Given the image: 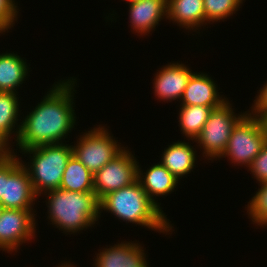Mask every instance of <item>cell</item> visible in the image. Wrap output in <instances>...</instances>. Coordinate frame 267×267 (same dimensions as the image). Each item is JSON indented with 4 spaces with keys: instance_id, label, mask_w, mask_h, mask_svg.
I'll return each instance as SVG.
<instances>
[{
    "instance_id": "10",
    "label": "cell",
    "mask_w": 267,
    "mask_h": 267,
    "mask_svg": "<svg viewBox=\"0 0 267 267\" xmlns=\"http://www.w3.org/2000/svg\"><path fill=\"white\" fill-rule=\"evenodd\" d=\"M35 209L4 208L0 215V251L18 252L20 245L36 238Z\"/></svg>"
},
{
    "instance_id": "15",
    "label": "cell",
    "mask_w": 267,
    "mask_h": 267,
    "mask_svg": "<svg viewBox=\"0 0 267 267\" xmlns=\"http://www.w3.org/2000/svg\"><path fill=\"white\" fill-rule=\"evenodd\" d=\"M137 180L146 191L149 199L164 213L160 206L161 203H157L156 197L167 196L174 192L179 180L160 162L151 165L146 172H143L138 163Z\"/></svg>"
},
{
    "instance_id": "4",
    "label": "cell",
    "mask_w": 267,
    "mask_h": 267,
    "mask_svg": "<svg viewBox=\"0 0 267 267\" xmlns=\"http://www.w3.org/2000/svg\"><path fill=\"white\" fill-rule=\"evenodd\" d=\"M19 151L25 156L30 154V163L27 162V165L23 160L21 163L27 169L33 190L38 197H42L41 194L49 190L59 189L67 161L72 155L71 145L55 143Z\"/></svg>"
},
{
    "instance_id": "24",
    "label": "cell",
    "mask_w": 267,
    "mask_h": 267,
    "mask_svg": "<svg viewBox=\"0 0 267 267\" xmlns=\"http://www.w3.org/2000/svg\"><path fill=\"white\" fill-rule=\"evenodd\" d=\"M15 0H0V35L9 32L17 22L19 6Z\"/></svg>"
},
{
    "instance_id": "7",
    "label": "cell",
    "mask_w": 267,
    "mask_h": 267,
    "mask_svg": "<svg viewBox=\"0 0 267 267\" xmlns=\"http://www.w3.org/2000/svg\"><path fill=\"white\" fill-rule=\"evenodd\" d=\"M233 104L227 99L219 107L212 109L198 137L195 139L198 148L202 149L203 159L217 160L225 151L233 129L249 112L236 114ZM235 111V112H234Z\"/></svg>"
},
{
    "instance_id": "23",
    "label": "cell",
    "mask_w": 267,
    "mask_h": 267,
    "mask_svg": "<svg viewBox=\"0 0 267 267\" xmlns=\"http://www.w3.org/2000/svg\"><path fill=\"white\" fill-rule=\"evenodd\" d=\"M260 188L246 205L247 214L253 225L267 227V181L258 183Z\"/></svg>"
},
{
    "instance_id": "29",
    "label": "cell",
    "mask_w": 267,
    "mask_h": 267,
    "mask_svg": "<svg viewBox=\"0 0 267 267\" xmlns=\"http://www.w3.org/2000/svg\"><path fill=\"white\" fill-rule=\"evenodd\" d=\"M3 209H4V207H3V205L0 203V215H1L2 211H3Z\"/></svg>"
},
{
    "instance_id": "27",
    "label": "cell",
    "mask_w": 267,
    "mask_h": 267,
    "mask_svg": "<svg viewBox=\"0 0 267 267\" xmlns=\"http://www.w3.org/2000/svg\"><path fill=\"white\" fill-rule=\"evenodd\" d=\"M11 146H9L2 138H0V161L5 159L11 153Z\"/></svg>"
},
{
    "instance_id": "9",
    "label": "cell",
    "mask_w": 267,
    "mask_h": 267,
    "mask_svg": "<svg viewBox=\"0 0 267 267\" xmlns=\"http://www.w3.org/2000/svg\"><path fill=\"white\" fill-rule=\"evenodd\" d=\"M138 161L128 147H125L94 177V192L100 201L105 195L137 181Z\"/></svg>"
},
{
    "instance_id": "20",
    "label": "cell",
    "mask_w": 267,
    "mask_h": 267,
    "mask_svg": "<svg viewBox=\"0 0 267 267\" xmlns=\"http://www.w3.org/2000/svg\"><path fill=\"white\" fill-rule=\"evenodd\" d=\"M93 175L83 163L71 155L67 161L59 188L66 191L94 192Z\"/></svg>"
},
{
    "instance_id": "26",
    "label": "cell",
    "mask_w": 267,
    "mask_h": 267,
    "mask_svg": "<svg viewBox=\"0 0 267 267\" xmlns=\"http://www.w3.org/2000/svg\"><path fill=\"white\" fill-rule=\"evenodd\" d=\"M253 102L254 103L251 106L252 107L251 110L250 109L248 110L249 113L258 118L266 119L267 118V81L263 85V87L260 88Z\"/></svg>"
},
{
    "instance_id": "25",
    "label": "cell",
    "mask_w": 267,
    "mask_h": 267,
    "mask_svg": "<svg viewBox=\"0 0 267 267\" xmlns=\"http://www.w3.org/2000/svg\"><path fill=\"white\" fill-rule=\"evenodd\" d=\"M247 169L251 171L250 174L254 176V179H256L259 184L267 181V140L259 155L252 160Z\"/></svg>"
},
{
    "instance_id": "16",
    "label": "cell",
    "mask_w": 267,
    "mask_h": 267,
    "mask_svg": "<svg viewBox=\"0 0 267 267\" xmlns=\"http://www.w3.org/2000/svg\"><path fill=\"white\" fill-rule=\"evenodd\" d=\"M167 19L182 29L200 31L205 27L203 0H167Z\"/></svg>"
},
{
    "instance_id": "8",
    "label": "cell",
    "mask_w": 267,
    "mask_h": 267,
    "mask_svg": "<svg viewBox=\"0 0 267 267\" xmlns=\"http://www.w3.org/2000/svg\"><path fill=\"white\" fill-rule=\"evenodd\" d=\"M77 142L72 147V155L75 156L86 168L95 174L125 147L113 138L106 126L97 125L82 135H78Z\"/></svg>"
},
{
    "instance_id": "1",
    "label": "cell",
    "mask_w": 267,
    "mask_h": 267,
    "mask_svg": "<svg viewBox=\"0 0 267 267\" xmlns=\"http://www.w3.org/2000/svg\"><path fill=\"white\" fill-rule=\"evenodd\" d=\"M69 78L55 82L40 103L27 112L29 114L25 118L21 117L23 120L16 148L27 149L67 142L65 139L77 123L73 108L77 80Z\"/></svg>"
},
{
    "instance_id": "11",
    "label": "cell",
    "mask_w": 267,
    "mask_h": 267,
    "mask_svg": "<svg viewBox=\"0 0 267 267\" xmlns=\"http://www.w3.org/2000/svg\"><path fill=\"white\" fill-rule=\"evenodd\" d=\"M154 75L153 91L157 100L172 102L181 100L187 83L194 73L186 64L179 62L163 65Z\"/></svg>"
},
{
    "instance_id": "17",
    "label": "cell",
    "mask_w": 267,
    "mask_h": 267,
    "mask_svg": "<svg viewBox=\"0 0 267 267\" xmlns=\"http://www.w3.org/2000/svg\"><path fill=\"white\" fill-rule=\"evenodd\" d=\"M167 146L162 152L160 163L178 180L193 172L195 162H197V151L191 142L178 140Z\"/></svg>"
},
{
    "instance_id": "2",
    "label": "cell",
    "mask_w": 267,
    "mask_h": 267,
    "mask_svg": "<svg viewBox=\"0 0 267 267\" xmlns=\"http://www.w3.org/2000/svg\"><path fill=\"white\" fill-rule=\"evenodd\" d=\"M99 206L100 213L106 210L126 223H135L136 226L138 224L166 235L174 231L167 215L149 199L138 180L129 186L108 193L99 201Z\"/></svg>"
},
{
    "instance_id": "19",
    "label": "cell",
    "mask_w": 267,
    "mask_h": 267,
    "mask_svg": "<svg viewBox=\"0 0 267 267\" xmlns=\"http://www.w3.org/2000/svg\"><path fill=\"white\" fill-rule=\"evenodd\" d=\"M17 95L18 93L14 92H0V138L9 146L13 141L11 139L12 134L15 140L12 144H14L18 139L21 128V122H18L21 121V119H18L21 114L19 113L21 112L19 111L21 102H19Z\"/></svg>"
},
{
    "instance_id": "12",
    "label": "cell",
    "mask_w": 267,
    "mask_h": 267,
    "mask_svg": "<svg viewBox=\"0 0 267 267\" xmlns=\"http://www.w3.org/2000/svg\"><path fill=\"white\" fill-rule=\"evenodd\" d=\"M144 247L137 241H123L104 247L93 258L95 267H149Z\"/></svg>"
},
{
    "instance_id": "14",
    "label": "cell",
    "mask_w": 267,
    "mask_h": 267,
    "mask_svg": "<svg viewBox=\"0 0 267 267\" xmlns=\"http://www.w3.org/2000/svg\"><path fill=\"white\" fill-rule=\"evenodd\" d=\"M128 4L130 26L137 36L150 34L161 20L167 19V0H139Z\"/></svg>"
},
{
    "instance_id": "28",
    "label": "cell",
    "mask_w": 267,
    "mask_h": 267,
    "mask_svg": "<svg viewBox=\"0 0 267 267\" xmlns=\"http://www.w3.org/2000/svg\"><path fill=\"white\" fill-rule=\"evenodd\" d=\"M57 267H76L74 264L70 263L69 261L59 264Z\"/></svg>"
},
{
    "instance_id": "13",
    "label": "cell",
    "mask_w": 267,
    "mask_h": 267,
    "mask_svg": "<svg viewBox=\"0 0 267 267\" xmlns=\"http://www.w3.org/2000/svg\"><path fill=\"white\" fill-rule=\"evenodd\" d=\"M215 82L207 73L194 72L183 92L180 106H207L212 109L219 107L228 98L220 95Z\"/></svg>"
},
{
    "instance_id": "18",
    "label": "cell",
    "mask_w": 267,
    "mask_h": 267,
    "mask_svg": "<svg viewBox=\"0 0 267 267\" xmlns=\"http://www.w3.org/2000/svg\"><path fill=\"white\" fill-rule=\"evenodd\" d=\"M28 66L17 53H0V92L18 93L30 72Z\"/></svg>"
},
{
    "instance_id": "30",
    "label": "cell",
    "mask_w": 267,
    "mask_h": 267,
    "mask_svg": "<svg viewBox=\"0 0 267 267\" xmlns=\"http://www.w3.org/2000/svg\"><path fill=\"white\" fill-rule=\"evenodd\" d=\"M126 1V3H131V2H135V1H139V0H125Z\"/></svg>"
},
{
    "instance_id": "5",
    "label": "cell",
    "mask_w": 267,
    "mask_h": 267,
    "mask_svg": "<svg viewBox=\"0 0 267 267\" xmlns=\"http://www.w3.org/2000/svg\"><path fill=\"white\" fill-rule=\"evenodd\" d=\"M14 150L12 147L11 153L0 161V203L8 209H34L38 196L22 158Z\"/></svg>"
},
{
    "instance_id": "22",
    "label": "cell",
    "mask_w": 267,
    "mask_h": 267,
    "mask_svg": "<svg viewBox=\"0 0 267 267\" xmlns=\"http://www.w3.org/2000/svg\"><path fill=\"white\" fill-rule=\"evenodd\" d=\"M244 0H203L205 26L211 22L224 21L241 8ZM208 23V24H207Z\"/></svg>"
},
{
    "instance_id": "6",
    "label": "cell",
    "mask_w": 267,
    "mask_h": 267,
    "mask_svg": "<svg viewBox=\"0 0 267 267\" xmlns=\"http://www.w3.org/2000/svg\"><path fill=\"white\" fill-rule=\"evenodd\" d=\"M266 140V120L248 112L233 129L226 149L218 159L227 157L234 165L248 168L259 155Z\"/></svg>"
},
{
    "instance_id": "3",
    "label": "cell",
    "mask_w": 267,
    "mask_h": 267,
    "mask_svg": "<svg viewBox=\"0 0 267 267\" xmlns=\"http://www.w3.org/2000/svg\"><path fill=\"white\" fill-rule=\"evenodd\" d=\"M42 195L46 196L50 224L66 235L92 228L102 215L95 192H75L59 188Z\"/></svg>"
},
{
    "instance_id": "21",
    "label": "cell",
    "mask_w": 267,
    "mask_h": 267,
    "mask_svg": "<svg viewBox=\"0 0 267 267\" xmlns=\"http://www.w3.org/2000/svg\"><path fill=\"white\" fill-rule=\"evenodd\" d=\"M211 111L212 108L207 106H180L178 126L187 140L194 143L203 129Z\"/></svg>"
}]
</instances>
